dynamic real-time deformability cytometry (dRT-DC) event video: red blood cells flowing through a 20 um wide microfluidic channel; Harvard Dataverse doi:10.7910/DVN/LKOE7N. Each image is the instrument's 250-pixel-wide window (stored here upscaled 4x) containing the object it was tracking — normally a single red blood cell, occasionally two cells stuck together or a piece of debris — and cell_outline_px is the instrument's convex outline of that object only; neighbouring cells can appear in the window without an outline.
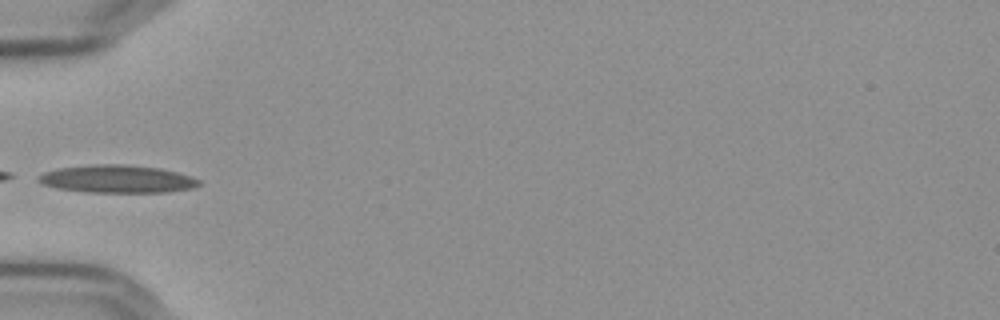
{"species": "Egyptian fruit bat (a non-hibernating species)", "species_latin": "Rousettus aegyptiacus", "temperature_condition": "cold", "stored_images_in_passage": 30, "camera_frame_rate_fps": 3000, "um_per_image_px": 0.085, "frame": {"image": 1, "passage_image": 1, "time_ms": 0.0, "image_size_px": [1000, 320], "cell_outline_px": [[200, 184], [192, 188], [168, 192], [88, 192], [56, 188], [44, 184], [36, 180], [36, 176], [44, 172], [56, 168], [92, 164], [124, 164], [160, 168], [192, 176], [200, 180]], "centroid_in_image_um": [9.93, 15.2], "position_along_channel_um": 75.1, "area_um2": 26.13}, "authors_computed_cell_mechanics": {"area_um2": 23.9292, "velocity_mm_per_s": 3.6093, "shape_relaxation_time_tau1_ms": null, "shape_relaxation_time_tau2_ms": 7.045, "deformation_change_tau1": null, "deformation_change_tau2": 0.176}}